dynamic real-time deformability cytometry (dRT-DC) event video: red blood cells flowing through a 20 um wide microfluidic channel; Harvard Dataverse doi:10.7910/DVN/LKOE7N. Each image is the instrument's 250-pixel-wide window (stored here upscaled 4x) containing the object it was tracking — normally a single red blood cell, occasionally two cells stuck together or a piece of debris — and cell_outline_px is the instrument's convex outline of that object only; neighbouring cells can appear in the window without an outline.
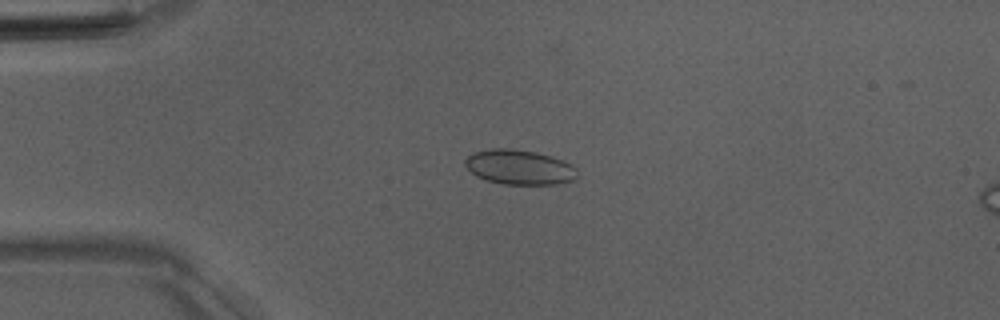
{"species": "Egyptian fruit bat (a non-hibernating species)", "species_latin": "Rousettus aegyptiacus", "temperature_condition": "room temperature", "stored_images_in_passage": 20, "camera_frame_rate_fps": 3000, "um_per_image_px": 0.085, "animal": {"sex": "male"}, "frame": {"image": 1, "passage_image": 4, "time_ms": 1.0, "image_size_px": [1000, 320], "cell_outline_px": [[576, 176], [572, 180], [556, 184], [504, 184], [488, 180], [476, 176], [464, 164], [464, 160], [468, 156], [476, 152], [492, 148], [508, 148], [536, 152], [552, 156], [564, 160], [572, 164], [576, 168]], "centroid_in_image_um": [44.16, 14.2], "position_along_channel_um": 40.8, "area_um2": 22.6}}
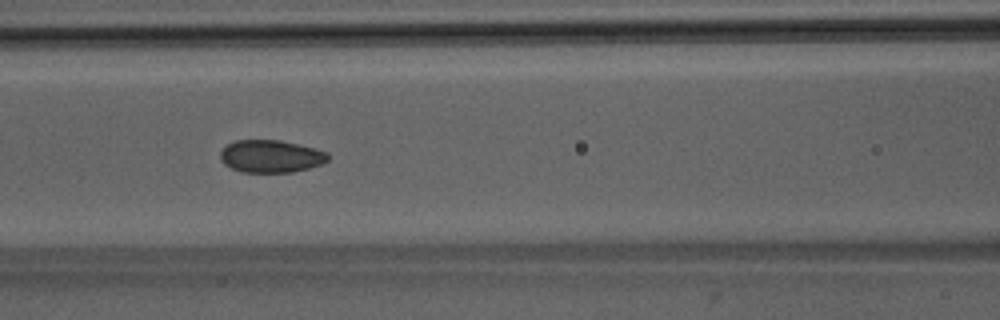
{"frame": {"image": 2, "passage_image": 14, "time_ms": 4.333, "image_size_px": [1000, 320], "cell_outline_px": [[328, 160], [320, 164], [308, 168], [292, 172], [244, 172], [232, 168], [224, 164], [220, 160], [220, 152], [228, 144], [236, 140], [280, 140], [328, 152]], "centroid_in_image_um": [23.0, 13.28], "position_along_channel_um": 143.6, "area_um2": 20.17}}